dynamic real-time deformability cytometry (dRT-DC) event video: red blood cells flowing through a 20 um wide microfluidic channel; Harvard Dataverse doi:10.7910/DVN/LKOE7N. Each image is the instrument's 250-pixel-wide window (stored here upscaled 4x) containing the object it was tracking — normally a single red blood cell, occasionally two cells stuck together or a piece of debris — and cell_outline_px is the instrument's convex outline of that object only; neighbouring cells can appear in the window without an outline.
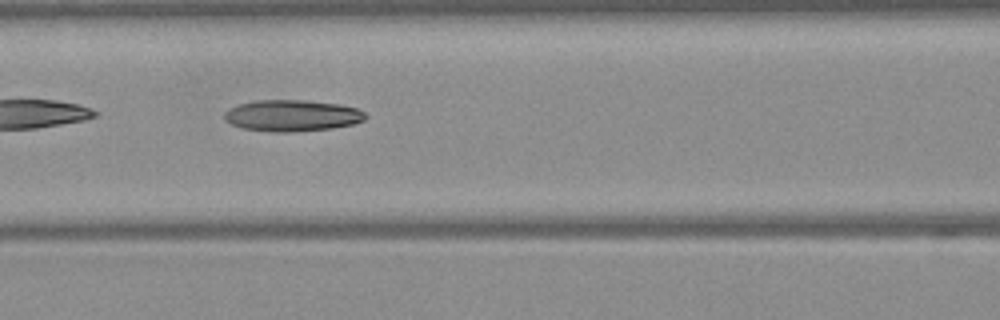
{"species": "Egyptian fruit bat (a non-hibernating species)", "species_latin": "Rousettus aegyptiacus", "temperature_condition": "warm", "stored_images_in_passage": 50, "camera_frame_rate_fps": 3000, "um_per_image_px": 0.085, "frame": {"image": 1, "passage_image": 22, "time_ms": 7.0, "image_size_px": [1000, 320], "cell_outline_px": [[368, 116], [364, 120], [352, 124], [332, 128], [288, 132], [276, 132], [244, 128], [232, 124], [224, 120], [224, 112], [228, 108], [240, 104], [256, 100], [300, 100], [340, 104], [356, 108], [364, 112]], "centroid_in_image_um": [24.82, 9.82], "position_along_channel_um": 141.8, "area_um2": 25.66}, "authors_computed_cell_mechanics": {"area_um2": 25.6921, "velocity_mm_per_s": 4.1033, "shape_relaxation_time_tau1_ms": null, "shape_relaxation_time_tau2_ms": 2.7543, "deformation_change_tau1": null, "deformation_change_tau2": 0.116}}